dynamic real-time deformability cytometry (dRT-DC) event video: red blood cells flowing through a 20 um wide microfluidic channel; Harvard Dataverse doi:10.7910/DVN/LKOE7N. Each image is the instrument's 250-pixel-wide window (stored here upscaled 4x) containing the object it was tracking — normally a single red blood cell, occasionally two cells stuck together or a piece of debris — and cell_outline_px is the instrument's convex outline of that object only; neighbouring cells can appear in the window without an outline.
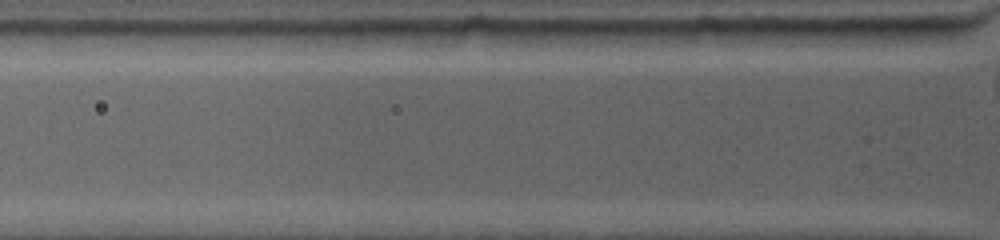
{"species": "common noctule bat (a hibernating species)", "species_latin": "Nyctalus noctula", "temperature_condition": "warm", "stored_images_in_passage": 2, "segment_of_instrument_passage": [2, 2], "camera_frame_rate_fps": 4500, "um_per_image_px": 0.085, "animal": {"sex": "female", "body_mass_g": 19.0, "forearm_length_mm": 53.3}, "frame": {"image": 1, "passage_image": 2, "time_ms": 0.889, "image_size_px": [1000, 240], "cell_outline_px": [[956, 36], [940, 44], [908, 48], [872, 44], [824, 32], [820, 28], [952, 28], [956, 32]], "centroid_in_image_um": [76.18, 3.05], "position_along_channel_um": 49.6, "area_um2": 13.7}}